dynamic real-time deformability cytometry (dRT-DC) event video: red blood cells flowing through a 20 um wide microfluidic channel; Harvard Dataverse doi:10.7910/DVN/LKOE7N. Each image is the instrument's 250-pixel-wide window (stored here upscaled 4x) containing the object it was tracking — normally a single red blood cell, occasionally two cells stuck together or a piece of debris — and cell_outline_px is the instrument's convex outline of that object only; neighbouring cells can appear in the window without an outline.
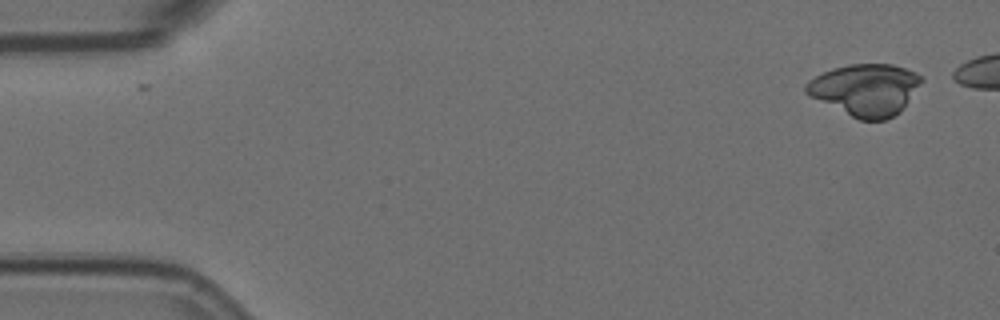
{"species": "Egyptian fruit bat (a non-hibernating species)", "species_latin": "Rousettus aegyptiacus", "temperature_condition": "room temperature", "stored_images_in_passage": 4, "camera_frame_rate_fps": 3000, "um_per_image_px": 0.085, "animal": {"sex": "female"}, "frame": {"image": 1, "passage_image": 1, "time_ms": 0.0, "image_size_px": [1000, 320], "cell_outline_px": [[924, 80], [900, 112], [884, 120], [860, 120], [804, 92], [804, 84], [808, 80], [832, 68], [848, 64], [892, 64], [916, 72]], "centroid_in_image_um": [73.58, 7.6], "position_along_channel_um": 11.4, "area_um2": 34.39}}
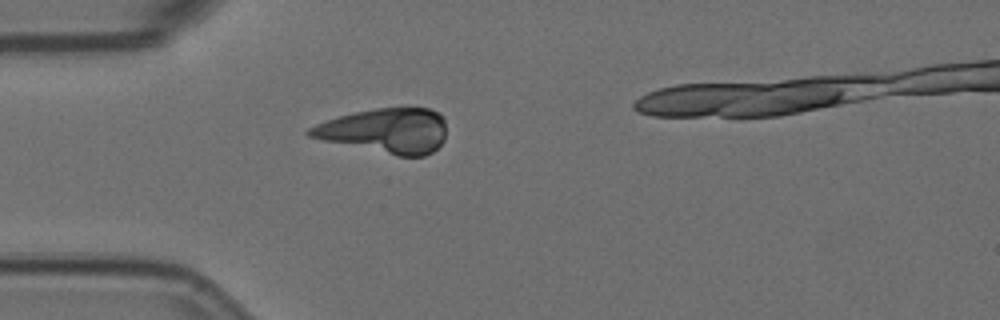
{"frame": {"image": 2, "passage_image": 4, "time_ms": 1.0, "image_size_px": [1000, 320], "cell_outline_px": [[444, 140], [432, 152], [424, 156], [400, 156], [324, 140], [308, 136], [304, 132], [308, 128], [316, 124], [340, 116], [356, 112], [376, 108], [428, 108], [440, 112], [444, 116]], "centroid_in_image_um": [32.79, 11.1], "position_along_channel_um": 52.2, "area_um2": 35.37}}